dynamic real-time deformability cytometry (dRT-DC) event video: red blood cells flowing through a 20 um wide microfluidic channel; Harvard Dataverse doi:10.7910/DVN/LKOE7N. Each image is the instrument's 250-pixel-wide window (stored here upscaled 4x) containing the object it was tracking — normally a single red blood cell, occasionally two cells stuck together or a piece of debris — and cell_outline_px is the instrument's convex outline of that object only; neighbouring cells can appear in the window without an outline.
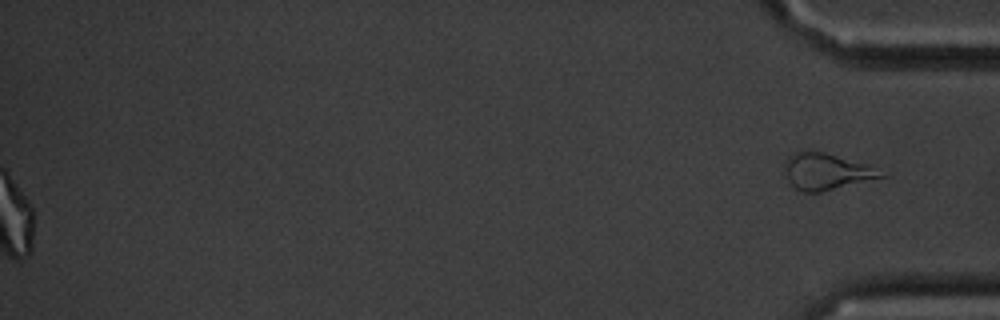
{"species": "common noctule bat (a hibernating species)", "species_latin": "Nyctalus noctula", "temperature_condition": "cold", "stored_images_in_passage": 16, "segment_of_instrument_passage": [2, 2], "camera_frame_rate_fps": 3000, "um_per_image_px": 0.085, "animal": {"sex": "male", "body_mass_g": 20.1, "forearm_length_mm": 53.5}, "frame": {"image": 1, "passage_image": 16, "time_ms": 19.333, "image_size_px": [1000, 320], "cell_outline_px": [[888, 176], [820, 192], [800, 192], [788, 184], [784, 172], [784, 160], [792, 152], [800, 148], [804, 148], [824, 152], [868, 164]], "centroid_in_image_um": [70.14, 14.55], "position_along_channel_um": 365.1, "area_um2": 21.15}}